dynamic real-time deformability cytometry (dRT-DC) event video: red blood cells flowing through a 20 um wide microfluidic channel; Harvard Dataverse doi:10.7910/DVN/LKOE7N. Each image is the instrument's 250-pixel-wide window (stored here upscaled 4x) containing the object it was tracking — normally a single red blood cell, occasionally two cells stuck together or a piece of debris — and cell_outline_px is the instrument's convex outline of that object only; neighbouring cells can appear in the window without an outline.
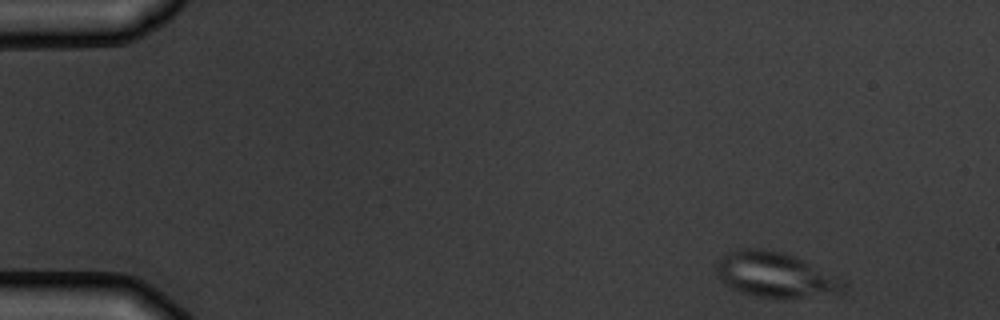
{"species": "common noctule bat (a hibernating species)", "species_latin": "Nyctalus noctula", "temperature_condition": "warm", "stored_images_in_passage": 4, "camera_frame_rate_fps": 3000, "um_per_image_px": 0.085, "animal": {"sex": "male", "body_mass_g": 19.5, "forearm_length_mm": 54.6}, "frame": {"image": 1, "passage_image": 1, "time_ms": 0.0, "image_size_px": [1000, 320], "cell_outline_px": [[848, 284], [844, 292], [840, 296], [784, 300], [756, 296], [740, 292], [728, 288], [720, 280], [716, 272], [716, 264], [728, 252], [736, 248], [764, 248], [784, 252], [804, 260], [844, 280]], "centroid_in_image_um": [65.99, 23.41], "position_along_channel_um": 19.0, "area_um2": 34.91}}